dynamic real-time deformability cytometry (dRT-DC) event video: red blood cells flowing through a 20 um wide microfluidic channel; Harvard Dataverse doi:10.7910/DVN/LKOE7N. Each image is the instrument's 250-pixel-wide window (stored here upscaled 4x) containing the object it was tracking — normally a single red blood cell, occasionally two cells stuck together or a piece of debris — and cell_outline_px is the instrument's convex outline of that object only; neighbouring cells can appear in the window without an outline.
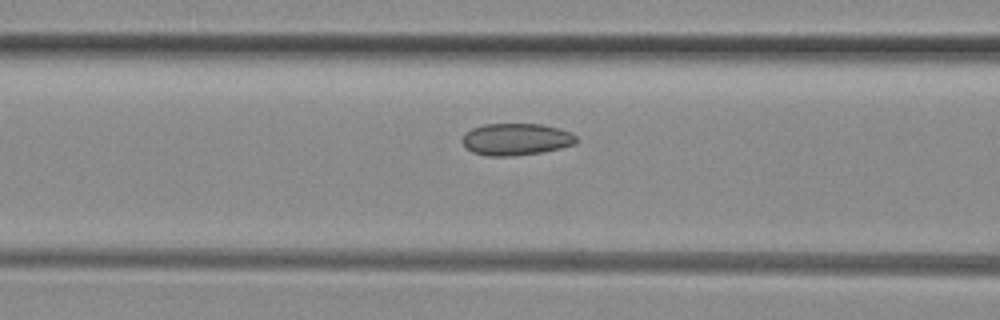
{"species": "common noctule bat (a hibernating species)", "species_latin": "Nyctalus noctula", "temperature_condition": "room temperature", "stored_images_in_passage": 13, "camera_frame_rate_fps": 3000, "um_per_image_px": 0.085, "animal": {"sex": "female", "body_mass_g": 29.2, "forearm_length_mm": 56.3}, "frame": {"image": 1, "passage_image": 11, "time_ms": 3.333, "image_size_px": [1000, 320], "cell_outline_px": [[580, 140], [572, 144], [560, 148], [540, 152], [516, 156], [488, 156], [472, 152], [460, 140], [472, 128], [484, 124], [540, 124], [572, 132]], "centroid_in_image_um": [43.87, 11.84], "position_along_channel_um": 122.7, "area_um2": 21.1}}